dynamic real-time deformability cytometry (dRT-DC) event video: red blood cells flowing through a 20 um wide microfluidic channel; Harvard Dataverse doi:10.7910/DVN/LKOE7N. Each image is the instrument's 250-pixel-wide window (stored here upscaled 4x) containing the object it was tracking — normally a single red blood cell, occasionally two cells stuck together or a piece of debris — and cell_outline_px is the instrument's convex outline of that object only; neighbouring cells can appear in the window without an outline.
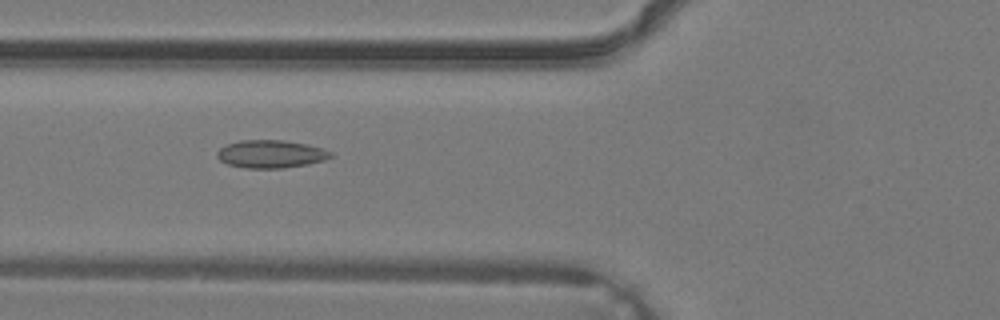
{"species": "common noctule bat (a hibernating species)", "species_latin": "Nyctalus noctula", "temperature_condition": "warm", "stored_images_in_passage": 31, "camera_frame_rate_fps": 3000, "um_per_image_px": 0.085, "animal": {"sex": "male", "body_mass_g": 19.2, "forearm_length_mm": 51.8}, "frame": {"image": 1, "passage_image": 8, "time_ms": 2.333, "image_size_px": [1000, 320], "cell_outline_px": [[332, 156], [324, 160], [308, 164], [284, 168], [244, 168], [228, 164], [220, 160], [216, 156], [216, 152], [220, 148], [228, 144], [240, 140], [280, 140], [304, 144], [320, 148], [332, 152]], "centroid_in_image_um": [22.98, 13.1], "position_along_channel_um": 102.8, "area_um2": 18.26}}
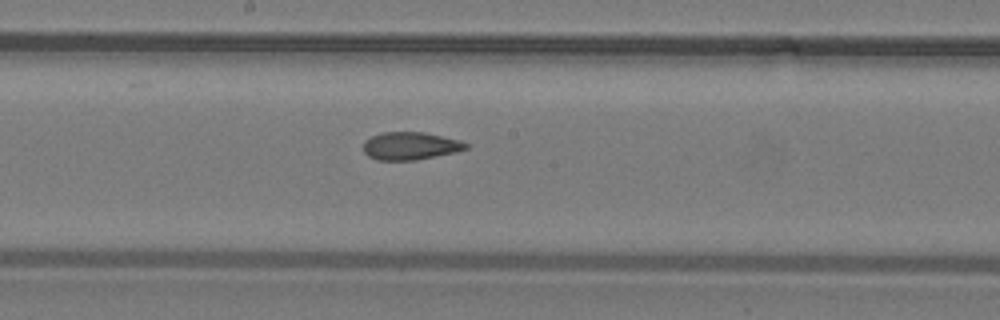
{"frame": {"image": 2, "passage_image": 14, "time_ms": 4.333, "image_size_px": [1000, 320], "cell_outline_px": [[468, 148], [456, 152], [416, 160], [376, 160], [368, 156], [364, 152], [364, 140], [372, 136], [384, 132], [424, 132], [460, 140], [468, 144]], "centroid_in_image_um": [34.88, 12.4], "position_along_channel_um": 213.3, "area_um2": 16.59}}
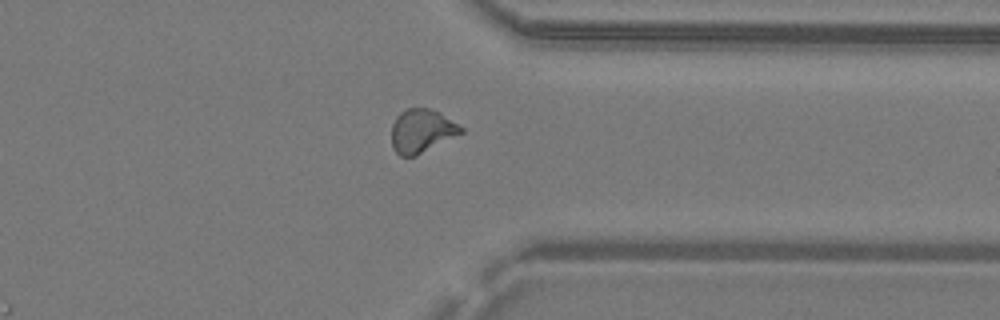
{"frame": {"image": 3, "passage_image": 23, "time_ms": 7.333, "image_size_px": [1000, 320], "cell_outline_px": [[464, 132], [416, 156], [400, 156], [396, 152], [392, 144], [392, 124], [396, 116], [400, 112], [408, 108], [428, 108], [440, 112], [464, 128]], "centroid_in_image_um": [35.85, 11.12], "position_along_channel_um": 375.6, "area_um2": 17.63}}